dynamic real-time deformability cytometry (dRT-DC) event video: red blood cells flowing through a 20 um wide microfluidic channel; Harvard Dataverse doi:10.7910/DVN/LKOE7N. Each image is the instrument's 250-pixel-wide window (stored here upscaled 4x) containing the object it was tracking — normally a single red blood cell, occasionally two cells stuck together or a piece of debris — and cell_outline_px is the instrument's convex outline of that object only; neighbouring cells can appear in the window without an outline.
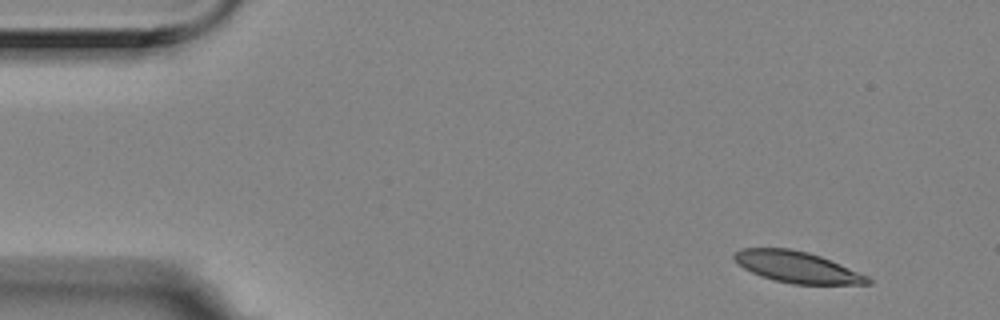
{"species": "Egyptian fruit bat (a non-hibernating species)", "species_latin": "Rousettus aegyptiacus", "temperature_condition": "room temperature", "stored_images_in_passage": 5, "segment_of_instrument_passage": [1, 2], "camera_frame_rate_fps": 3000, "um_per_image_px": 0.085, "animal": {"sex": "female"}, "frame": {"image": 1, "passage_image": 1, "time_ms": 0.0, "image_size_px": [1000, 320], "cell_outline_px": [[872, 284], [792, 284], [760, 276], [744, 268], [732, 256], [740, 248], [788, 248], [808, 252], [820, 256], [840, 264], [868, 276], [872, 280]], "centroid_in_image_um": [67.77, 22.7], "position_along_channel_um": 17.2, "area_um2": 24.1}}
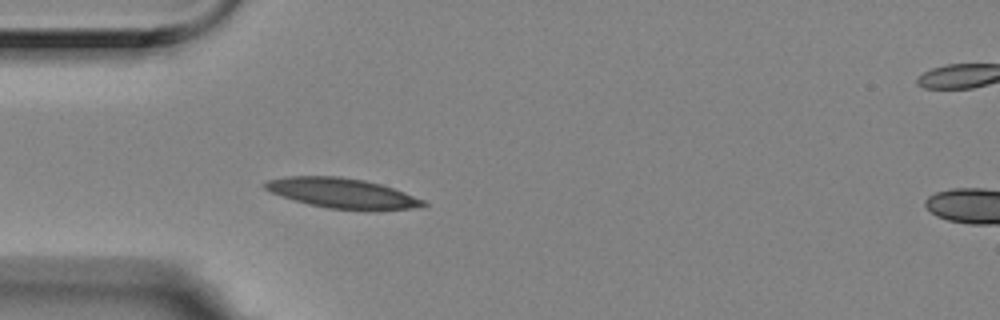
{"frame": {"image": 2, "passage_image": 4, "time_ms": 1.0, "image_size_px": [1000, 320], "cell_outline_px": [[428, 204], [420, 208], [368, 212], [328, 208], [308, 204], [272, 192], [264, 188], [260, 184], [268, 180], [284, 176], [340, 176], [364, 180], [380, 184], [404, 192], [424, 200]], "centroid_in_image_um": [29.15, 16.44], "position_along_channel_um": 55.9, "area_um2": 28.15}}